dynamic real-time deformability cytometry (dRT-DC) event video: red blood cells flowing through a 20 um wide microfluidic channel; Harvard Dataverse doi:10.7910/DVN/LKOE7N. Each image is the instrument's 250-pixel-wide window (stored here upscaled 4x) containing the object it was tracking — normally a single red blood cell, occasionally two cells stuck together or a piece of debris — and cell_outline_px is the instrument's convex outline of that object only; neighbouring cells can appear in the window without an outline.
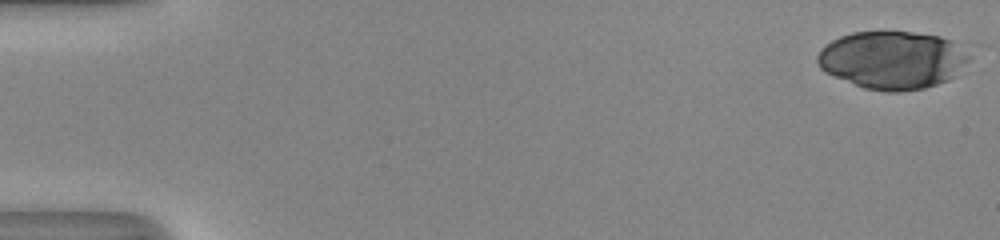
{"species": "human", "species_latin": "Homo sapiens", "temperature_condition": "room temperature", "stored_images_in_passage": 51, "camera_frame_rate_fps": 3000, "um_per_image_px": 0.085, "donor": {"sex": "male"}, "frame": {"image": 1, "passage_image": 1, "time_ms": 0.0, "image_size_px": [1000, 240], "cell_outline_px": [[968, 60], [960, 76], [924, 88], [900, 92], [884, 92], [864, 88], [824, 72], [820, 68], [816, 60], [816, 56], [832, 40], [840, 36], [852, 32], [912, 32], [940, 36], [952, 40], [968, 56]], "centroid_in_image_um": [75.87, 5.12], "position_along_channel_um": 9.1, "area_um2": 51.21}}